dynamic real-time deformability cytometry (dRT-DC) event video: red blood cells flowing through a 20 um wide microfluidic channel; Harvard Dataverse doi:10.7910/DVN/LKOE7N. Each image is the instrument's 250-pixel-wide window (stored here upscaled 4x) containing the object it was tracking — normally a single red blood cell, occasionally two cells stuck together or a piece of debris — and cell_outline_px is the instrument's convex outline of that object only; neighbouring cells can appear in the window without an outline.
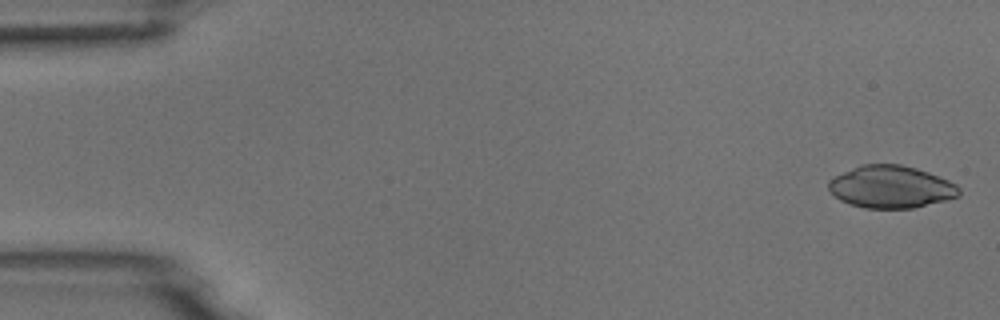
{"species": "common noctule bat (a hibernating species)", "species_latin": "Nyctalus noctula", "temperature_condition": "room temperature", "stored_images_in_passage": 4, "camera_frame_rate_fps": 3000, "um_per_image_px": 0.085, "animal": {"sex": "male", "body_mass_g": 18.8}, "frame": {"image": 1, "passage_image": 1, "time_ms": 0.0, "image_size_px": [1000, 320], "cell_outline_px": [[960, 196], [912, 208], [864, 208], [848, 204], [840, 200], [828, 188], [828, 180], [832, 176], [860, 164], [900, 164], [916, 168], [928, 172], [948, 180], [956, 184], [960, 188]], "centroid_in_image_um": [75.7, 15.87], "position_along_channel_um": 9.3, "area_um2": 32.31}}